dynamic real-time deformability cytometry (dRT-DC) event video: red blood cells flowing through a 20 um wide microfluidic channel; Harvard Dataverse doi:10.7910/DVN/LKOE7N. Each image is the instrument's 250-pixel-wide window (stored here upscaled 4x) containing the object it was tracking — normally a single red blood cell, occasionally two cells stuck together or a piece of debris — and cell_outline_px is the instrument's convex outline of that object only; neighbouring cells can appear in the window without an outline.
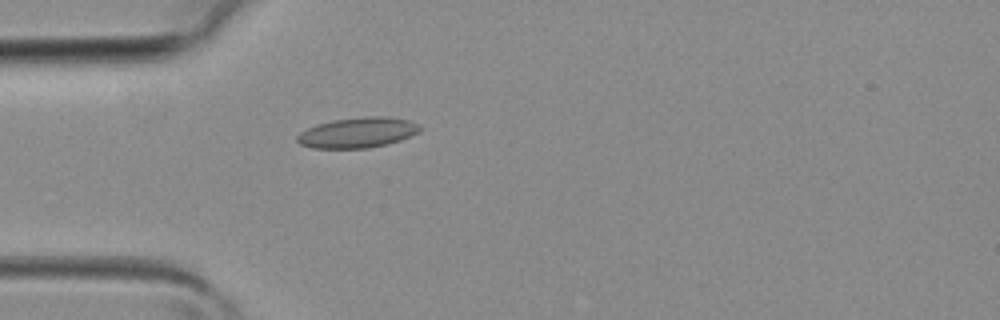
{"species": "common noctule bat (a hibernating species)", "species_latin": "Nyctalus noctula", "temperature_condition": "room temperature", "stored_images_in_passage": 3, "camera_frame_rate_fps": 3000, "um_per_image_px": 0.085, "animal": {"sex": "female", "body_mass_g": 19.3, "forearm_length_mm": 54.1}, "frame": {"image": 1, "passage_image": 3, "time_ms": 0.667, "image_size_px": [1000, 320], "cell_outline_px": [[424, 128], [420, 132], [400, 140], [388, 144], [368, 148], [312, 148], [300, 144], [296, 140], [296, 136], [300, 132], [316, 124], [332, 120], [364, 116], [384, 116], [408, 120], [420, 124]], "centroid_in_image_um": [30.42, 11.26], "position_along_channel_um": 54.6, "area_um2": 21.96}}